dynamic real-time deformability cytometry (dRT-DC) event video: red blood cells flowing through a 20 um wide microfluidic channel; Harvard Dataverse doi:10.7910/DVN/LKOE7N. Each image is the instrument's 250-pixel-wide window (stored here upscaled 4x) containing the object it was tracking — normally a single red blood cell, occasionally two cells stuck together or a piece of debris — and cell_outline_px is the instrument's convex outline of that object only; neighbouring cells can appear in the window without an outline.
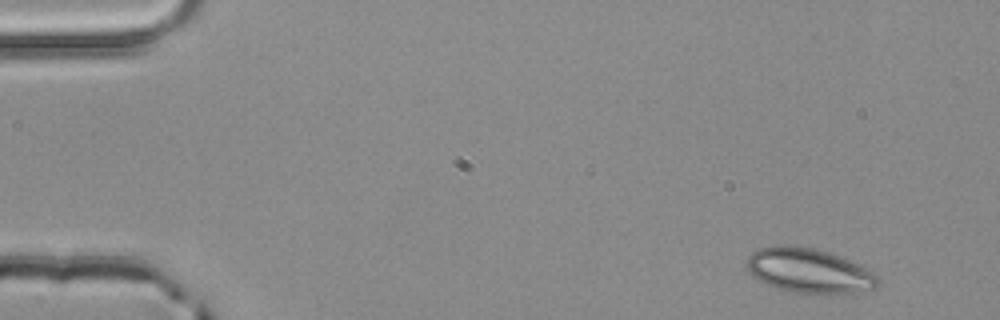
{"species": "common noctule bat (a hibernating species)", "species_latin": "Nyctalus noctula", "temperature_condition": "room temperature", "stored_images_in_passage": 3, "camera_frame_rate_fps": 3000, "um_per_image_px": 0.085, "animal": {"sex": "male", "body_mass_g": 20.4}, "frame": {"image": 1, "passage_image": 1, "time_ms": 0.0, "image_size_px": [1000, 320], "cell_outline_px": [[880, 280], [872, 288], [856, 292], [788, 292], [768, 284], [752, 276], [748, 272], [748, 256], [752, 252], [760, 248], [780, 244], [784, 244], [812, 248], [828, 252], [848, 260], [880, 276]], "centroid_in_image_um": [68.71, 22.98], "position_along_channel_um": 16.3, "area_um2": 33.29}}